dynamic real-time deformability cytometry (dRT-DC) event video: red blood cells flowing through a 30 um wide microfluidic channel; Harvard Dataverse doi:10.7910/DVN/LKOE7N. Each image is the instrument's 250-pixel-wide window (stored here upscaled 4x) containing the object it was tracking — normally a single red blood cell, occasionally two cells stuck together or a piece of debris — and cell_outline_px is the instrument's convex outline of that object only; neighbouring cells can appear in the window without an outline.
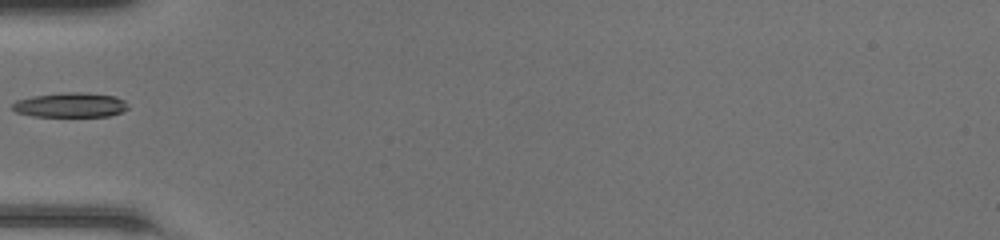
{"species": "common noctule bat (a hibernating species)", "species_latin": "Nyctalus noctula", "temperature_condition": "room temperature", "stored_images_in_passage": 31, "camera_frame_rate_fps": 3000, "um_per_image_px": 0.085, "animal": {"sex": "female", "body_mass_g": 20.0, "forearm_length_mm": 54.0}, "frame": {"image": 1, "passage_image": 1, "time_ms": 0.0, "image_size_px": [1000, 240], "cell_outline_px": [[128, 108], [120, 112], [108, 116], [32, 116], [16, 112], [12, 108], [12, 104], [16, 100], [32, 96], [64, 92], [80, 92], [116, 96], [124, 100], [128, 104]], "centroid_in_image_um": [5.97, 8.92], "position_along_channel_um": 79.0, "area_um2": 16.59}}